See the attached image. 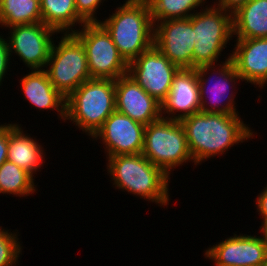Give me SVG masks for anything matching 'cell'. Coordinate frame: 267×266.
<instances>
[{
	"label": "cell",
	"instance_id": "12",
	"mask_svg": "<svg viewBox=\"0 0 267 266\" xmlns=\"http://www.w3.org/2000/svg\"><path fill=\"white\" fill-rule=\"evenodd\" d=\"M193 14L154 23V45L179 68H193Z\"/></svg>",
	"mask_w": 267,
	"mask_h": 266
},
{
	"label": "cell",
	"instance_id": "26",
	"mask_svg": "<svg viewBox=\"0 0 267 266\" xmlns=\"http://www.w3.org/2000/svg\"><path fill=\"white\" fill-rule=\"evenodd\" d=\"M105 0H75V7L78 15L86 23L99 22L97 15L95 16L97 9L103 4ZM102 3V4H101Z\"/></svg>",
	"mask_w": 267,
	"mask_h": 266
},
{
	"label": "cell",
	"instance_id": "3",
	"mask_svg": "<svg viewBox=\"0 0 267 266\" xmlns=\"http://www.w3.org/2000/svg\"><path fill=\"white\" fill-rule=\"evenodd\" d=\"M99 23L129 64L154 45V23L147 0L125 2Z\"/></svg>",
	"mask_w": 267,
	"mask_h": 266
},
{
	"label": "cell",
	"instance_id": "24",
	"mask_svg": "<svg viewBox=\"0 0 267 266\" xmlns=\"http://www.w3.org/2000/svg\"><path fill=\"white\" fill-rule=\"evenodd\" d=\"M153 23L167 19L189 18L207 0H147ZM193 10V11H192ZM191 11V12H190ZM193 12V13H192Z\"/></svg>",
	"mask_w": 267,
	"mask_h": 266
},
{
	"label": "cell",
	"instance_id": "28",
	"mask_svg": "<svg viewBox=\"0 0 267 266\" xmlns=\"http://www.w3.org/2000/svg\"><path fill=\"white\" fill-rule=\"evenodd\" d=\"M8 150V124L0 125V166L7 161Z\"/></svg>",
	"mask_w": 267,
	"mask_h": 266
},
{
	"label": "cell",
	"instance_id": "29",
	"mask_svg": "<svg viewBox=\"0 0 267 266\" xmlns=\"http://www.w3.org/2000/svg\"><path fill=\"white\" fill-rule=\"evenodd\" d=\"M263 191H261L256 198V204L257 207V212H259L258 214L261 216V218H263L262 220V224L261 226L267 221V185L266 187H264V189H262Z\"/></svg>",
	"mask_w": 267,
	"mask_h": 266
},
{
	"label": "cell",
	"instance_id": "4",
	"mask_svg": "<svg viewBox=\"0 0 267 266\" xmlns=\"http://www.w3.org/2000/svg\"><path fill=\"white\" fill-rule=\"evenodd\" d=\"M116 111L115 80L92 78L66 98V117L91 138Z\"/></svg>",
	"mask_w": 267,
	"mask_h": 266
},
{
	"label": "cell",
	"instance_id": "6",
	"mask_svg": "<svg viewBox=\"0 0 267 266\" xmlns=\"http://www.w3.org/2000/svg\"><path fill=\"white\" fill-rule=\"evenodd\" d=\"M209 5L193 14V69L217 64L221 52L233 40L232 13Z\"/></svg>",
	"mask_w": 267,
	"mask_h": 266
},
{
	"label": "cell",
	"instance_id": "13",
	"mask_svg": "<svg viewBox=\"0 0 267 266\" xmlns=\"http://www.w3.org/2000/svg\"><path fill=\"white\" fill-rule=\"evenodd\" d=\"M145 125L114 111L92 139H100L104 145L106 158L117 155L142 153Z\"/></svg>",
	"mask_w": 267,
	"mask_h": 266
},
{
	"label": "cell",
	"instance_id": "21",
	"mask_svg": "<svg viewBox=\"0 0 267 266\" xmlns=\"http://www.w3.org/2000/svg\"><path fill=\"white\" fill-rule=\"evenodd\" d=\"M40 5L42 22L58 33H74L77 24L81 28L86 23L77 13L75 0H40Z\"/></svg>",
	"mask_w": 267,
	"mask_h": 266
},
{
	"label": "cell",
	"instance_id": "2",
	"mask_svg": "<svg viewBox=\"0 0 267 266\" xmlns=\"http://www.w3.org/2000/svg\"><path fill=\"white\" fill-rule=\"evenodd\" d=\"M107 172L115 189L125 190L160 207L169 202L170 178L141 153L107 157Z\"/></svg>",
	"mask_w": 267,
	"mask_h": 266
},
{
	"label": "cell",
	"instance_id": "16",
	"mask_svg": "<svg viewBox=\"0 0 267 266\" xmlns=\"http://www.w3.org/2000/svg\"><path fill=\"white\" fill-rule=\"evenodd\" d=\"M198 112H201V103L196 70L180 68L173 77L167 98L161 103V116L180 121Z\"/></svg>",
	"mask_w": 267,
	"mask_h": 266
},
{
	"label": "cell",
	"instance_id": "22",
	"mask_svg": "<svg viewBox=\"0 0 267 266\" xmlns=\"http://www.w3.org/2000/svg\"><path fill=\"white\" fill-rule=\"evenodd\" d=\"M41 22L40 0H0L1 28Z\"/></svg>",
	"mask_w": 267,
	"mask_h": 266
},
{
	"label": "cell",
	"instance_id": "33",
	"mask_svg": "<svg viewBox=\"0 0 267 266\" xmlns=\"http://www.w3.org/2000/svg\"><path fill=\"white\" fill-rule=\"evenodd\" d=\"M143 1V0H126V2Z\"/></svg>",
	"mask_w": 267,
	"mask_h": 266
},
{
	"label": "cell",
	"instance_id": "10",
	"mask_svg": "<svg viewBox=\"0 0 267 266\" xmlns=\"http://www.w3.org/2000/svg\"><path fill=\"white\" fill-rule=\"evenodd\" d=\"M8 30H10V35L7 37L10 56L12 57L13 53L19 56L26 67L30 68L29 71L45 69L55 41L54 35L59 33L43 22L16 25Z\"/></svg>",
	"mask_w": 267,
	"mask_h": 266
},
{
	"label": "cell",
	"instance_id": "23",
	"mask_svg": "<svg viewBox=\"0 0 267 266\" xmlns=\"http://www.w3.org/2000/svg\"><path fill=\"white\" fill-rule=\"evenodd\" d=\"M34 181L30 173L8 160L0 166V194L20 198L33 195L37 190Z\"/></svg>",
	"mask_w": 267,
	"mask_h": 266
},
{
	"label": "cell",
	"instance_id": "19",
	"mask_svg": "<svg viewBox=\"0 0 267 266\" xmlns=\"http://www.w3.org/2000/svg\"><path fill=\"white\" fill-rule=\"evenodd\" d=\"M18 123H8L7 160L21 167L33 177L45 163V151L37 139L24 133ZM34 138V139H33Z\"/></svg>",
	"mask_w": 267,
	"mask_h": 266
},
{
	"label": "cell",
	"instance_id": "15",
	"mask_svg": "<svg viewBox=\"0 0 267 266\" xmlns=\"http://www.w3.org/2000/svg\"><path fill=\"white\" fill-rule=\"evenodd\" d=\"M115 101L116 111L145 126L162 117L161 103L128 73L115 80Z\"/></svg>",
	"mask_w": 267,
	"mask_h": 266
},
{
	"label": "cell",
	"instance_id": "1",
	"mask_svg": "<svg viewBox=\"0 0 267 266\" xmlns=\"http://www.w3.org/2000/svg\"><path fill=\"white\" fill-rule=\"evenodd\" d=\"M238 115L198 112L180 120L197 166L256 135Z\"/></svg>",
	"mask_w": 267,
	"mask_h": 266
},
{
	"label": "cell",
	"instance_id": "9",
	"mask_svg": "<svg viewBox=\"0 0 267 266\" xmlns=\"http://www.w3.org/2000/svg\"><path fill=\"white\" fill-rule=\"evenodd\" d=\"M229 54L230 55L227 59H225V62H221L222 64H216L217 66H215V64L204 65L195 69L199 81L201 112L231 115H238L239 113L235 108L236 103L234 99L236 97V91L229 89H235V84L236 82L238 83V81L241 80V77L237 73L235 66L231 60V53ZM209 71L212 73H210ZM210 74H215V78L214 75L211 76ZM207 75L208 77H206ZM210 84H212V86H210ZM206 86L208 87V89ZM209 92H211V94L209 95L210 97H208L207 94ZM207 100L210 101V105Z\"/></svg>",
	"mask_w": 267,
	"mask_h": 266
},
{
	"label": "cell",
	"instance_id": "25",
	"mask_svg": "<svg viewBox=\"0 0 267 266\" xmlns=\"http://www.w3.org/2000/svg\"><path fill=\"white\" fill-rule=\"evenodd\" d=\"M9 232L0 226V266H15L18 264L22 247L17 234Z\"/></svg>",
	"mask_w": 267,
	"mask_h": 266
},
{
	"label": "cell",
	"instance_id": "11",
	"mask_svg": "<svg viewBox=\"0 0 267 266\" xmlns=\"http://www.w3.org/2000/svg\"><path fill=\"white\" fill-rule=\"evenodd\" d=\"M179 69L153 45L129 63L128 74L150 96L162 103L167 98L173 77Z\"/></svg>",
	"mask_w": 267,
	"mask_h": 266
},
{
	"label": "cell",
	"instance_id": "31",
	"mask_svg": "<svg viewBox=\"0 0 267 266\" xmlns=\"http://www.w3.org/2000/svg\"><path fill=\"white\" fill-rule=\"evenodd\" d=\"M260 229V233L264 236V239H265V241H266V243H267V221L262 225V226H260L259 227Z\"/></svg>",
	"mask_w": 267,
	"mask_h": 266
},
{
	"label": "cell",
	"instance_id": "18",
	"mask_svg": "<svg viewBox=\"0 0 267 266\" xmlns=\"http://www.w3.org/2000/svg\"><path fill=\"white\" fill-rule=\"evenodd\" d=\"M20 80L25 100L38 110H55L58 112V118L65 120L66 98L49 81L44 69L31 70Z\"/></svg>",
	"mask_w": 267,
	"mask_h": 266
},
{
	"label": "cell",
	"instance_id": "17",
	"mask_svg": "<svg viewBox=\"0 0 267 266\" xmlns=\"http://www.w3.org/2000/svg\"><path fill=\"white\" fill-rule=\"evenodd\" d=\"M231 60L241 81L260 87L267 84V38L236 39Z\"/></svg>",
	"mask_w": 267,
	"mask_h": 266
},
{
	"label": "cell",
	"instance_id": "7",
	"mask_svg": "<svg viewBox=\"0 0 267 266\" xmlns=\"http://www.w3.org/2000/svg\"><path fill=\"white\" fill-rule=\"evenodd\" d=\"M60 39L58 45L53 42L44 70L53 86L67 98L92 78L82 43L72 33H65Z\"/></svg>",
	"mask_w": 267,
	"mask_h": 266
},
{
	"label": "cell",
	"instance_id": "14",
	"mask_svg": "<svg viewBox=\"0 0 267 266\" xmlns=\"http://www.w3.org/2000/svg\"><path fill=\"white\" fill-rule=\"evenodd\" d=\"M233 236L209 247L203 256L214 261L215 266H263L267 254L264 236Z\"/></svg>",
	"mask_w": 267,
	"mask_h": 266
},
{
	"label": "cell",
	"instance_id": "32",
	"mask_svg": "<svg viewBox=\"0 0 267 266\" xmlns=\"http://www.w3.org/2000/svg\"><path fill=\"white\" fill-rule=\"evenodd\" d=\"M263 266H267V254H266V257H265V261L263 263Z\"/></svg>",
	"mask_w": 267,
	"mask_h": 266
},
{
	"label": "cell",
	"instance_id": "5",
	"mask_svg": "<svg viewBox=\"0 0 267 266\" xmlns=\"http://www.w3.org/2000/svg\"><path fill=\"white\" fill-rule=\"evenodd\" d=\"M141 154L169 177L177 166L190 161L194 163L180 121L162 117L145 127Z\"/></svg>",
	"mask_w": 267,
	"mask_h": 266
},
{
	"label": "cell",
	"instance_id": "30",
	"mask_svg": "<svg viewBox=\"0 0 267 266\" xmlns=\"http://www.w3.org/2000/svg\"><path fill=\"white\" fill-rule=\"evenodd\" d=\"M248 1L249 0H215L213 5L230 13H234L239 7L243 6Z\"/></svg>",
	"mask_w": 267,
	"mask_h": 266
},
{
	"label": "cell",
	"instance_id": "8",
	"mask_svg": "<svg viewBox=\"0 0 267 266\" xmlns=\"http://www.w3.org/2000/svg\"><path fill=\"white\" fill-rule=\"evenodd\" d=\"M72 33L83 45L91 78L116 80L128 73L129 64L120 55L110 34L99 23H85Z\"/></svg>",
	"mask_w": 267,
	"mask_h": 266
},
{
	"label": "cell",
	"instance_id": "27",
	"mask_svg": "<svg viewBox=\"0 0 267 266\" xmlns=\"http://www.w3.org/2000/svg\"><path fill=\"white\" fill-rule=\"evenodd\" d=\"M3 37V35L0 36V86H2L1 84H3L2 82L4 81V78H6L5 75L7 74L6 72H8L7 69H10L8 66L11 58L7 39Z\"/></svg>",
	"mask_w": 267,
	"mask_h": 266
},
{
	"label": "cell",
	"instance_id": "20",
	"mask_svg": "<svg viewBox=\"0 0 267 266\" xmlns=\"http://www.w3.org/2000/svg\"><path fill=\"white\" fill-rule=\"evenodd\" d=\"M237 39L267 38V0H249L232 13Z\"/></svg>",
	"mask_w": 267,
	"mask_h": 266
}]
</instances>
